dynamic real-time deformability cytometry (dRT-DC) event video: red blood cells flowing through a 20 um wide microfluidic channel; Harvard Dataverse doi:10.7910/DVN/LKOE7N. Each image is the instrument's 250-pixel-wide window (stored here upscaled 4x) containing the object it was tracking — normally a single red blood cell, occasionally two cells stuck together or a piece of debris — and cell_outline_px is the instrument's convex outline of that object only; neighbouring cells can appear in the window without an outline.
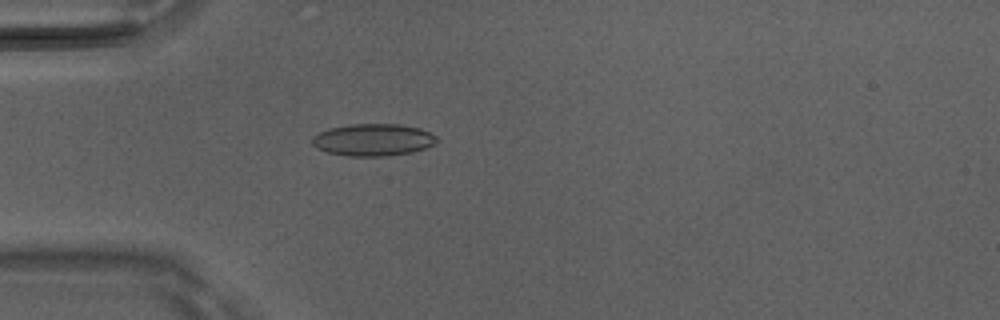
{"species": "Egyptian fruit bat (a non-hibernating species)", "species_latin": "Rousettus aegyptiacus", "temperature_condition": "room temperature", "stored_images_in_passage": 4, "camera_frame_rate_fps": 3000, "um_per_image_px": 0.085, "animal": {"sex": "male"}, "frame": {"image": 1, "passage_image": 4, "time_ms": 1.0, "image_size_px": [1000, 320], "cell_outline_px": [[440, 140], [436, 144], [412, 152], [384, 156], [348, 156], [328, 152], [316, 148], [312, 144], [312, 136], [328, 128], [348, 124], [400, 124], [420, 128], [436, 136]], "centroid_in_image_um": [31.72, 11.88], "position_along_channel_um": 53.3, "area_um2": 23.47}}